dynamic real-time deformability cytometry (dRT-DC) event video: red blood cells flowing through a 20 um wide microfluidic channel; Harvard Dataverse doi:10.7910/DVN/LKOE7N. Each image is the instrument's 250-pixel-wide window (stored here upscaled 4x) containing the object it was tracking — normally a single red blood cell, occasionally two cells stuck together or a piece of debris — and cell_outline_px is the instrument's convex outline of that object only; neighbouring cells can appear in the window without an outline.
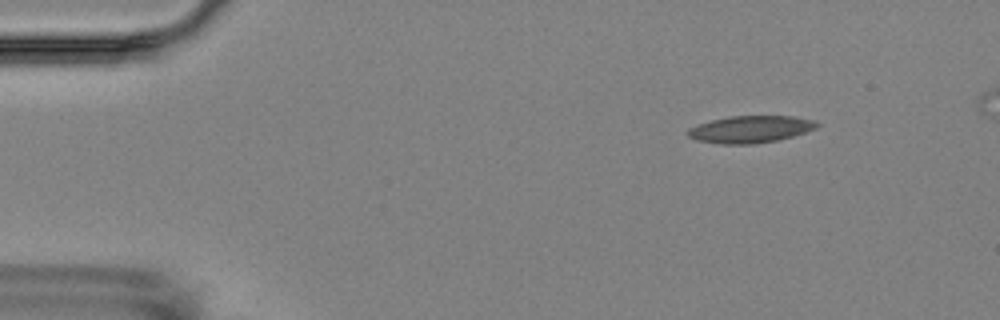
{"species": "Egyptian fruit bat (a non-hibernating species)", "species_latin": "Rousettus aegyptiacus", "temperature_condition": "room temperature", "stored_images_in_passage": 5, "segment_of_instrument_passage": [1, 2], "camera_frame_rate_fps": 3000, "um_per_image_px": 0.085, "animal": {"sex": "female"}, "frame": {"image": 1, "passage_image": 2, "time_ms": 1.0, "image_size_px": [1000, 320], "cell_outline_px": [[820, 124], [816, 128], [792, 136], [776, 140], [752, 144], [720, 144], [696, 140], [688, 136], [684, 132], [688, 128], [696, 124], [728, 116], [792, 116], [816, 120]], "centroid_in_image_um": [63.74, 10.98], "position_along_channel_um": 21.3, "area_um2": 20.46}}